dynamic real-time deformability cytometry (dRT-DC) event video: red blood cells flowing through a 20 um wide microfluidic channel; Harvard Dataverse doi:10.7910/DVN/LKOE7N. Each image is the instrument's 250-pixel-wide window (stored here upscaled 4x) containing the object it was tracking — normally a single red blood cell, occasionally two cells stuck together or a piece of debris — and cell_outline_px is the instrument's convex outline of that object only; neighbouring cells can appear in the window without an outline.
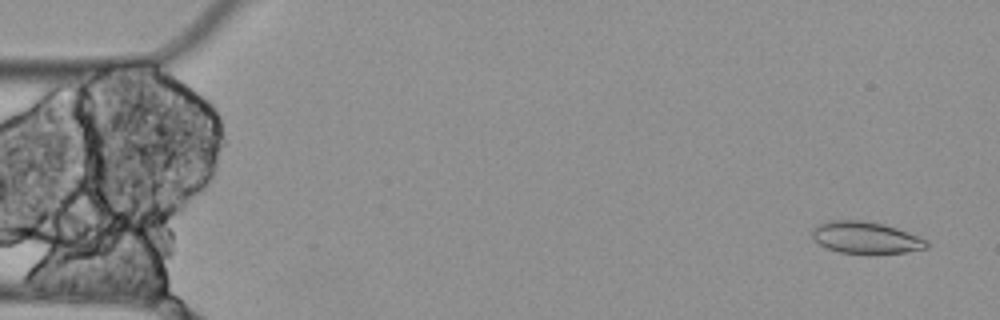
{"species": "Egyptian fruit bat (a non-hibernating species)", "species_latin": "Rousettus aegyptiacus", "temperature_condition": "cold", "stored_images_in_passage": 5, "camera_frame_rate_fps": 3000, "um_per_image_px": 0.085, "animal": {"sex": "female"}, "frame": {"image": 1, "passage_image": 1, "time_ms": 0.0, "image_size_px": [1000, 320], "cell_outline_px": [[928, 248], [908, 252], [840, 252], [828, 248], [820, 244], [812, 236], [812, 228], [816, 224], [828, 220], [864, 220], [884, 224], [896, 228], [928, 240]], "centroid_in_image_um": [73.58, 20.16], "position_along_channel_um": 11.4, "area_um2": 20.92}}